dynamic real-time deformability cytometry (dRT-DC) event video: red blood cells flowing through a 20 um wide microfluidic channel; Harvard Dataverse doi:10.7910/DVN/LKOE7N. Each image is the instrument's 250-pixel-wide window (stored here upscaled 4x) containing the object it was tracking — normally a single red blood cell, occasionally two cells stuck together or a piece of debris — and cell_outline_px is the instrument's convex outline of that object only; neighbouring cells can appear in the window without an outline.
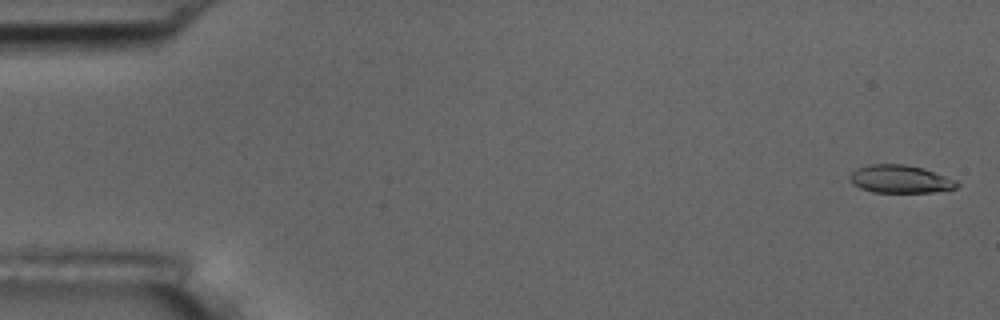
{"species": "common noctule bat (a hibernating species)", "species_latin": "Nyctalus noctula", "temperature_condition": "room temperature", "stored_images_in_passage": 6, "camera_frame_rate_fps": 3000, "um_per_image_px": 0.085, "animal": {"sex": "male", "body_mass_g": 17.5, "forearm_length_mm": 52.3}, "frame": {"image": 1, "passage_image": 1, "time_ms": 0.0, "image_size_px": [1000, 320], "cell_outline_px": [[960, 184], [956, 188], [932, 192], [872, 192], [860, 188], [852, 184], [848, 176], [856, 168], [868, 164], [904, 164], [924, 168], [956, 180]], "centroid_in_image_um": [76.49, 15.21], "position_along_channel_um": 8.5, "area_um2": 17.51}}
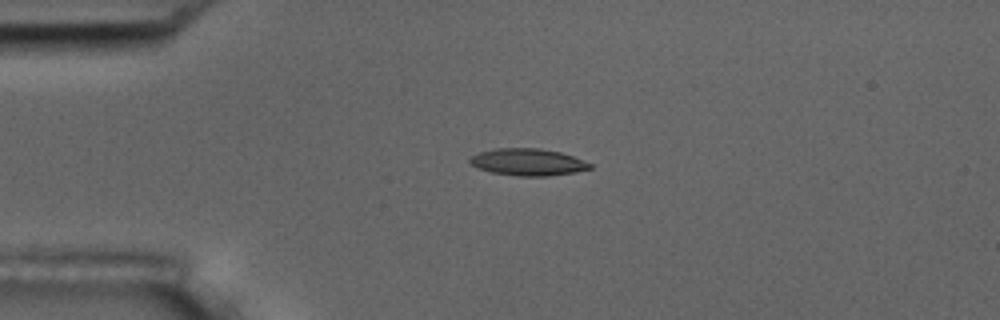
{"frame": {"image": 2, "passage_image": 4, "time_ms": 1.0, "image_size_px": [1000, 320], "cell_outline_px": [[592, 168], [576, 172], [548, 176], [520, 176], [492, 172], [480, 168], [472, 164], [468, 160], [472, 156], [480, 152], [496, 148], [540, 148], [560, 152], [572, 156], [592, 164]], "centroid_in_image_um": [44.9, 13.77], "position_along_channel_um": 40.1, "area_um2": 18.67}}